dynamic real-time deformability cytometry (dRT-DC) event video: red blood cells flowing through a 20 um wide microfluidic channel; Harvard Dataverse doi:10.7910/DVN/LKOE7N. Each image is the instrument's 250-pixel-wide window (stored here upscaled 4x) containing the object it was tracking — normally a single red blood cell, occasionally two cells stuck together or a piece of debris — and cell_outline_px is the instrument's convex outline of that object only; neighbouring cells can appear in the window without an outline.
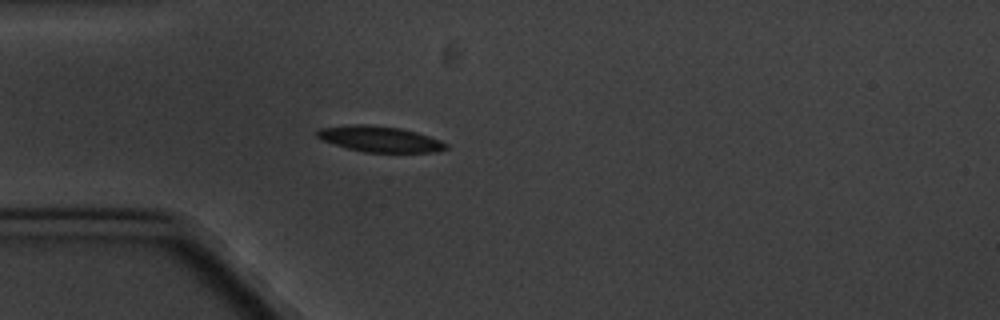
{"species": "common noctule bat (a hibernating species)", "species_latin": "Nyctalus noctula", "temperature_condition": "cold", "stored_images_in_passage": 6, "camera_frame_rate_fps": 3000, "um_per_image_px": 0.085, "animal": {"sex": "male", "body_mass_g": 20.1, "forearm_length_mm": 53.5}, "frame": {"image": 1, "passage_image": 5, "time_ms": 4.667, "image_size_px": [1000, 320], "cell_outline_px": [[448, 148], [436, 152], [364, 152], [348, 148], [324, 140], [316, 136], [316, 132], [320, 128], [352, 124], [364, 124], [400, 128], [416, 132], [440, 140], [448, 144]], "centroid_in_image_um": [32.3, 11.81], "position_along_channel_um": 52.7, "area_um2": 19.13}}